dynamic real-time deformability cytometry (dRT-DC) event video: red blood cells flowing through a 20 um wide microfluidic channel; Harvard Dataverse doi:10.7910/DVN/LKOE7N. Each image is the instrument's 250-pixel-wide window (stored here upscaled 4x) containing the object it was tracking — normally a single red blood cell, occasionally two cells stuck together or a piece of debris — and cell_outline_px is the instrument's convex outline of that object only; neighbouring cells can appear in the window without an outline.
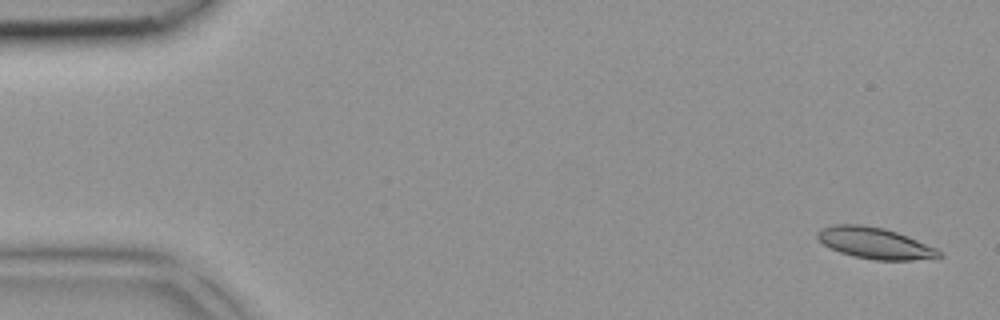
{"species": "common noctule bat (a hibernating species)", "species_latin": "Nyctalus noctula", "temperature_condition": "room temperature", "stored_images_in_passage": 44, "camera_frame_rate_fps": 3000, "um_per_image_px": 0.085, "animal": {"sex": "female", "body_mass_g": 18.4}, "frame": {"image": 1, "passage_image": 2, "time_ms": 0.333, "image_size_px": [1000, 320], "cell_outline_px": [[944, 256], [936, 260], [876, 260], [856, 256], [840, 252], [824, 244], [816, 236], [816, 232], [832, 224], [860, 224], [884, 228], [908, 236], [936, 248], [944, 252]], "centroid_in_image_um": [74.47, 20.68], "position_along_channel_um": 10.5, "area_um2": 22.31}}
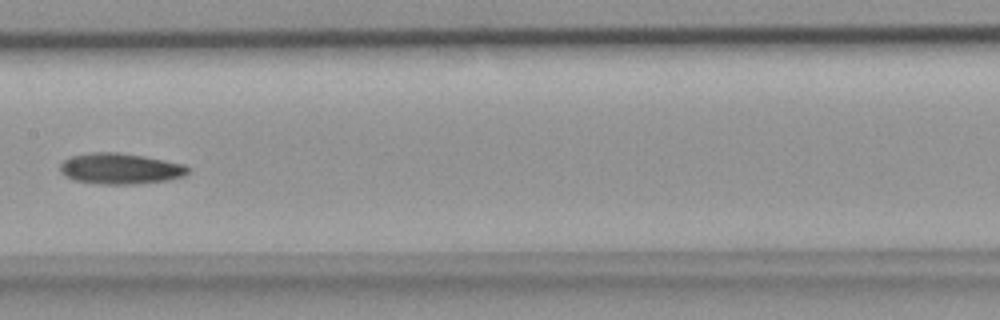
{"frame": {"image": 2, "passage_image": 22, "time_ms": 7.0, "image_size_px": [1000, 320], "cell_outline_px": [[192, 168], [184, 176], [168, 180], [136, 184], [100, 184], [76, 180], [60, 172], [60, 164], [64, 160], [72, 156], [92, 152], [116, 152], [144, 156], [184, 164]], "centroid_in_image_um": [10.26, 14.33], "position_along_channel_um": 197.1, "area_um2": 22.95}}
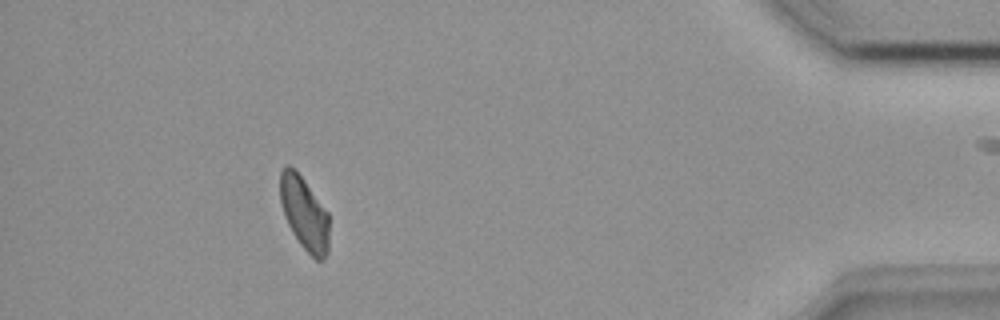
{"frame": {"image": 3, "passage_image": 39, "time_ms": 12.667, "image_size_px": [1000, 320], "cell_outline_px": [[328, 252], [320, 260], [316, 260], [300, 244], [292, 232], [284, 216], [280, 204], [280, 172], [288, 164], [296, 168], [328, 212]], "centroid_in_image_um": [25.84, 18.09], "position_along_channel_um": 409.4, "area_um2": 20.98}}